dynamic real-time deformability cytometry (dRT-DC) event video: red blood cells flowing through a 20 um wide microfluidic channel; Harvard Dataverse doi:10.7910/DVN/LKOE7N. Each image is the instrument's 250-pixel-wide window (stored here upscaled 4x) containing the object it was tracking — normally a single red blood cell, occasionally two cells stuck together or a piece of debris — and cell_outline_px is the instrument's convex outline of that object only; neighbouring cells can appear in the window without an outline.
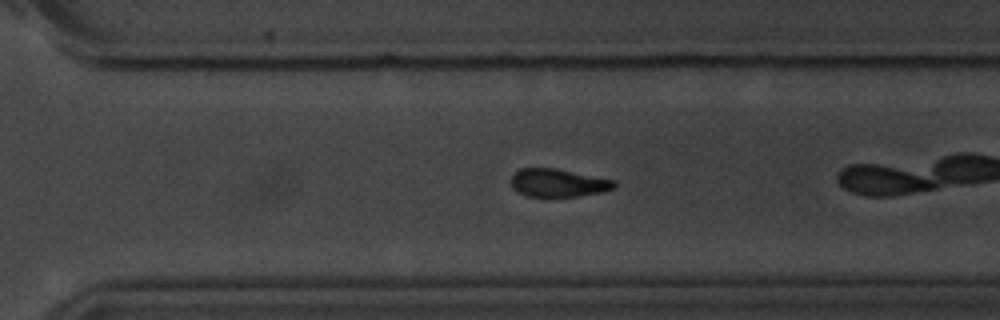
{"species": "common noctule bat (a hibernating species)", "species_latin": "Nyctalus noctula", "temperature_condition": "room temperature", "stored_images_in_passage": 43, "camera_frame_rate_fps": 3000, "um_per_image_px": 0.085, "animal": {"sex": "male", "body_mass_g": 20.1, "forearm_length_mm": 53.5}, "frame": {"image": 1, "passage_image": 25, "time_ms": 8.0, "image_size_px": [1000, 320], "cell_outline_px": [[616, 184], [612, 188], [600, 192], [576, 196], [528, 196], [516, 192], [512, 188], [512, 176], [520, 168], [556, 168], [616, 180]], "centroid_in_image_um": [47.42, 15.53], "position_along_channel_um": 323.2, "area_um2": 16.7}, "authors_computed_cell_mechanics": {"area_um2": 18.207, "velocity_mm_per_s": 3.6037, "shape_relaxation_time_tau1_ms": 2.6042, "shape_relaxation_time_tau2_ms": 4.6206, "deformation_change_tau1": 0.1253, "deformation_change_tau2": 0.0963}}